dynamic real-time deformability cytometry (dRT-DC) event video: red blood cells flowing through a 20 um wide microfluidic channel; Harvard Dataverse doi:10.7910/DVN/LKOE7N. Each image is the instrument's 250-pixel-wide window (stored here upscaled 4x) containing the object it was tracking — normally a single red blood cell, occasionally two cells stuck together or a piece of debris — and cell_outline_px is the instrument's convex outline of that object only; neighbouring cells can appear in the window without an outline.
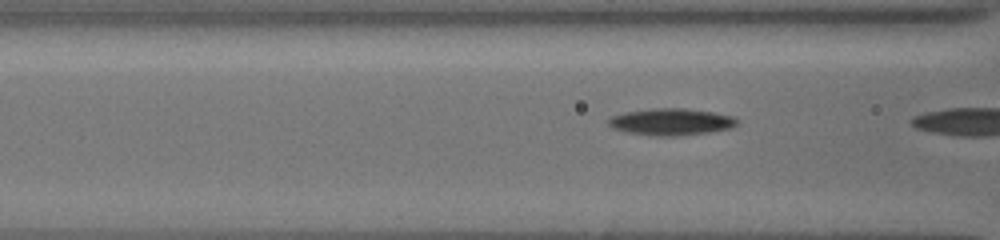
{"species": "common noctule bat (a hibernating species)", "species_latin": "Nyctalus noctula", "temperature_condition": "cold", "stored_images_in_passage": 10, "camera_frame_rate_fps": 3000, "um_per_image_px": 0.085, "animal": {"sex": "female", "body_mass_g": 19.5, "forearm_length_mm": 54.1}, "frame": {"image": 1, "passage_image": 9, "time_ms": 2.667, "image_size_px": [1000, 240], "cell_outline_px": [[736, 124], [728, 128], [708, 132], [676, 136], [656, 136], [624, 132], [612, 128], [608, 124], [608, 120], [612, 116], [628, 112], [660, 108], [684, 108], [712, 112], [732, 116], [736, 120]], "centroid_in_image_um": [57.0, 10.36], "position_along_channel_um": 109.6, "area_um2": 19.71}}